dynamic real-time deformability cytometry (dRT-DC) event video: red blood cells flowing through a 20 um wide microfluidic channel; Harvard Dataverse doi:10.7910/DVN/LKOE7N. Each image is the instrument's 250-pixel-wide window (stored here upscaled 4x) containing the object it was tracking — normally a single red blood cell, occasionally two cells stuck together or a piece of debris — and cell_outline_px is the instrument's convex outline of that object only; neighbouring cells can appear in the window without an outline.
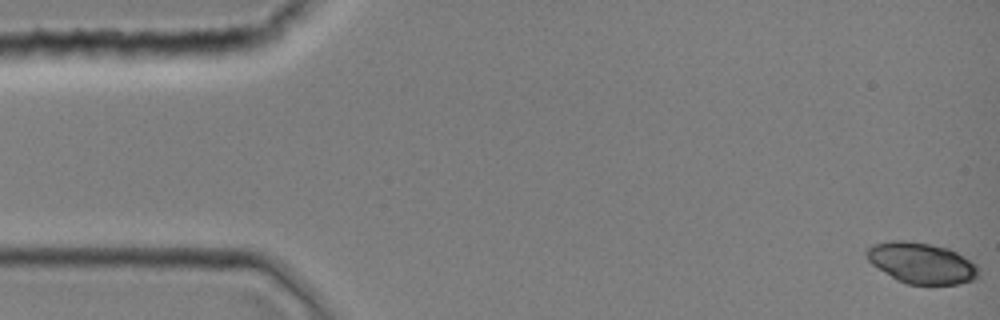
{"species": "common noctule bat (a hibernating species)", "species_latin": "Nyctalus noctula", "temperature_condition": "room temperature", "stored_images_in_passage": 44, "camera_frame_rate_fps": 3000, "um_per_image_px": 0.085, "animal": {"sex": "female", "body_mass_g": 19.0, "forearm_length_mm": 51.5}, "frame": {"image": 1, "passage_image": 1, "time_ms": 0.0, "image_size_px": [1000, 320], "cell_outline_px": [[980, 268], [976, 276], [972, 280], [960, 284], [908, 284], [896, 280], [872, 264], [868, 260], [868, 248], [872, 244], [892, 240], [904, 240], [928, 244], [948, 248], [956, 252], [976, 264]], "centroid_in_image_um": [78.33, 22.36], "position_along_channel_um": 6.7, "area_um2": 26.41}}
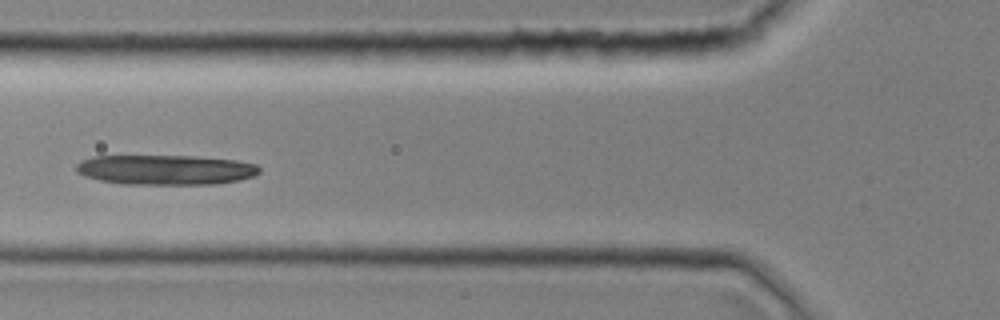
{"frame": {"image": 2, "passage_image": 17, "time_ms": 5.333, "image_size_px": [1000, 320], "cell_outline_px": [[260, 172], [252, 176], [240, 180], [212, 184], [124, 184], [100, 180], [84, 176], [76, 172], [76, 164], [80, 160], [92, 156], [196, 156], [236, 160], [256, 164], [260, 168]], "centroid_in_image_um": [14.05, 14.42], "position_along_channel_um": 111.8, "area_um2": 32.02}}
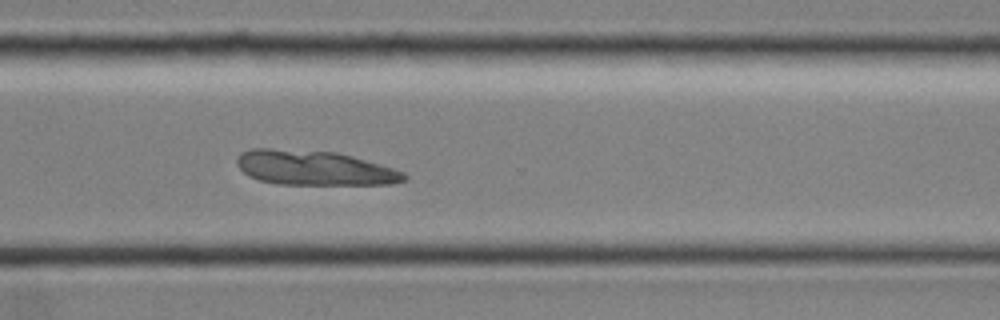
{"frame": {"image": 3, "passage_image": 33, "time_ms": 10.667, "image_size_px": [1000, 320], "cell_outline_px": [[408, 176], [404, 180], [392, 184], [276, 184], [260, 180], [248, 176], [236, 164], [236, 160], [240, 152], [252, 148], [268, 148], [336, 152], [352, 156], [392, 168], [404, 172]], "centroid_in_image_um": [26.67, 14.27], "position_along_channel_um": 343.9, "area_um2": 33.64}}